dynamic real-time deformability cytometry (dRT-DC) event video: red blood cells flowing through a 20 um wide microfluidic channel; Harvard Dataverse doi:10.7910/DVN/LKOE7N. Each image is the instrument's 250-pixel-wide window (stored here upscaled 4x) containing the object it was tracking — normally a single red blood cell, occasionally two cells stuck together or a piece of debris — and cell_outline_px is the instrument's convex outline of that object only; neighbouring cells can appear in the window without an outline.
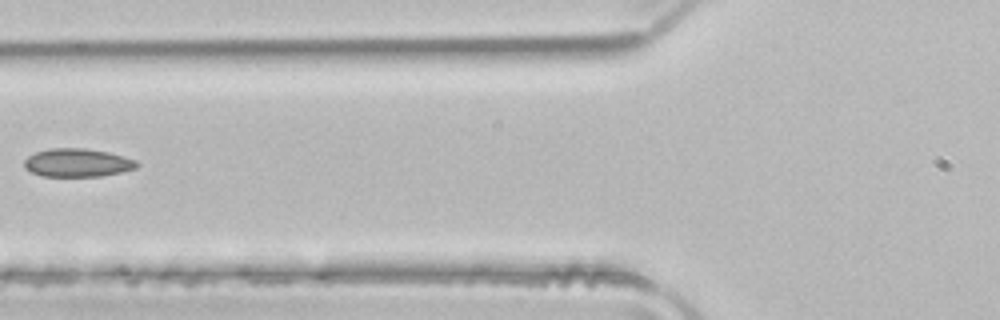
{"species": "common noctule bat (a hibernating species)", "species_latin": "Nyctalus noctula", "temperature_condition": "room temperature", "stored_images_in_passage": 4, "segment_of_instrument_passage": [2, 2], "camera_frame_rate_fps": 3000, "um_per_image_px": 0.085, "animal": {"sex": "male", "body_mass_g": 21.5, "forearm_length_mm": 52.0}, "frame": {"image": 1, "passage_image": 4, "time_ms": 1.0, "image_size_px": [1000, 320], "cell_outline_px": [[140, 164], [136, 168], [120, 172], [100, 176], [40, 176], [24, 168], [24, 160], [28, 156], [36, 152], [52, 148], [84, 148], [108, 152], [124, 156], [136, 160]], "centroid_in_image_um": [6.58, 13.83], "position_along_channel_um": 119.2, "area_um2": 18.55}}